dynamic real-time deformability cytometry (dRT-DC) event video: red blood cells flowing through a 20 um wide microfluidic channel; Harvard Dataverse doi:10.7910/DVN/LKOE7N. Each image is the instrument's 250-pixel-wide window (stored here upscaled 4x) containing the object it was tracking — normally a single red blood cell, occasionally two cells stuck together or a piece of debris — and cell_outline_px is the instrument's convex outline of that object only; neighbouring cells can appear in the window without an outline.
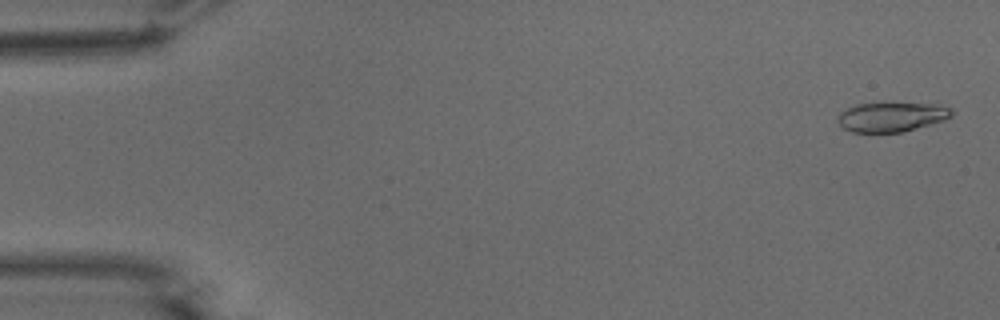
{"species": "common noctule bat (a hibernating species)", "species_latin": "Nyctalus noctula", "temperature_condition": "warm", "stored_images_in_passage": 53, "camera_frame_rate_fps": 3000, "um_per_image_px": 0.085, "animal": {"sex": "male", "body_mass_g": 15.6}, "frame": {"image": 1, "passage_image": 2, "time_ms": 0.333, "image_size_px": [1000, 320], "cell_outline_px": [[952, 116], [928, 124], [900, 132], [852, 132], [844, 128], [836, 120], [840, 112], [856, 104], [884, 100], [940, 104], [952, 108]], "centroid_in_image_um": [75.76, 9.86], "position_along_channel_um": 9.2, "area_um2": 20.23}}
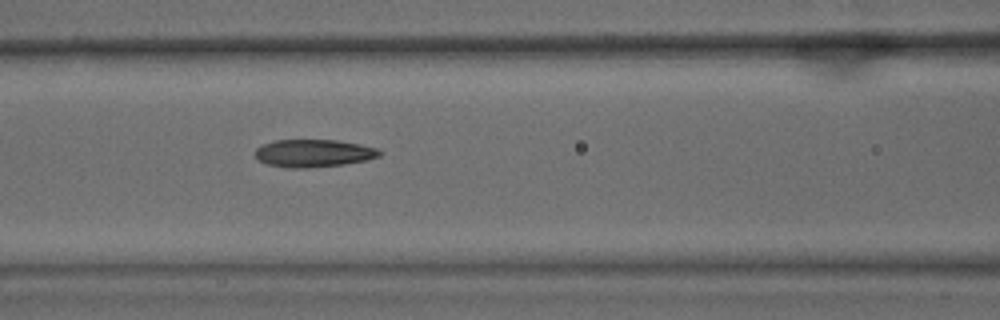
{"frame": {"image": 2, "passage_image": 23, "time_ms": 7.333, "image_size_px": [1000, 320], "cell_outline_px": [[384, 152], [380, 156], [368, 160], [344, 164], [308, 168], [288, 168], [268, 164], [260, 160], [252, 152], [260, 144], [272, 140], [336, 140], [360, 144], [376, 148]], "centroid_in_image_um": [26.64, 13.02], "position_along_channel_um": 140.0, "area_um2": 20.29}}
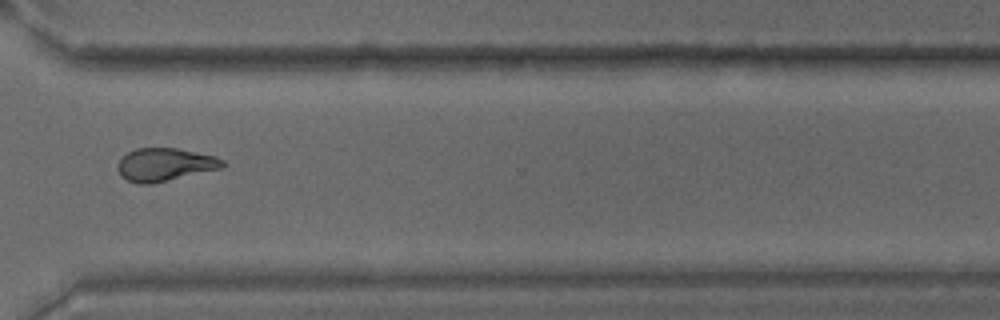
{"frame": {"image": 3, "passage_image": 40, "time_ms": 13.0, "image_size_px": [1000, 320], "cell_outline_px": [[228, 164], [224, 168], [152, 184], [136, 184], [120, 176], [116, 168], [116, 164], [128, 152], [136, 148], [176, 148], [216, 156], [224, 160]], "centroid_in_image_um": [14.04, 14.0], "position_along_channel_um": 356.6, "area_um2": 20.52}, "authors_computed_cell_mechanics": {"area_um2": 20.2878, "velocity_mm_per_s": 3.8261, "shape_relaxation_time_tau1_ms": 5.0827, "shape_relaxation_time_tau2_ms": 2.7032, "deformation_change_tau1": 0.1893, "deformation_change_tau2": 0.1145}}